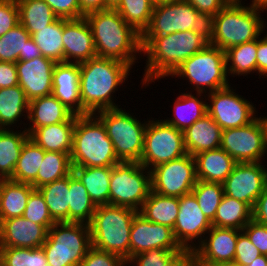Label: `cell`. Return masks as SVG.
<instances>
[{
  "instance_id": "obj_15",
  "label": "cell",
  "mask_w": 267,
  "mask_h": 266,
  "mask_svg": "<svg viewBox=\"0 0 267 266\" xmlns=\"http://www.w3.org/2000/svg\"><path fill=\"white\" fill-rule=\"evenodd\" d=\"M151 191L170 197L191 193L197 182L194 157L186 154L152 168Z\"/></svg>"
},
{
  "instance_id": "obj_40",
  "label": "cell",
  "mask_w": 267,
  "mask_h": 266,
  "mask_svg": "<svg viewBox=\"0 0 267 266\" xmlns=\"http://www.w3.org/2000/svg\"><path fill=\"white\" fill-rule=\"evenodd\" d=\"M69 222L89 224L97 206L90 198L87 189L73 174H69Z\"/></svg>"
},
{
  "instance_id": "obj_23",
  "label": "cell",
  "mask_w": 267,
  "mask_h": 266,
  "mask_svg": "<svg viewBox=\"0 0 267 266\" xmlns=\"http://www.w3.org/2000/svg\"><path fill=\"white\" fill-rule=\"evenodd\" d=\"M52 94L74 115H82L79 63H56Z\"/></svg>"
},
{
  "instance_id": "obj_44",
  "label": "cell",
  "mask_w": 267,
  "mask_h": 266,
  "mask_svg": "<svg viewBox=\"0 0 267 266\" xmlns=\"http://www.w3.org/2000/svg\"><path fill=\"white\" fill-rule=\"evenodd\" d=\"M31 34L17 24L3 36H0V61L16 63L24 61V48Z\"/></svg>"
},
{
  "instance_id": "obj_31",
  "label": "cell",
  "mask_w": 267,
  "mask_h": 266,
  "mask_svg": "<svg viewBox=\"0 0 267 266\" xmlns=\"http://www.w3.org/2000/svg\"><path fill=\"white\" fill-rule=\"evenodd\" d=\"M113 167H72V173L87 189L96 206L110 205V177Z\"/></svg>"
},
{
  "instance_id": "obj_2",
  "label": "cell",
  "mask_w": 267,
  "mask_h": 266,
  "mask_svg": "<svg viewBox=\"0 0 267 266\" xmlns=\"http://www.w3.org/2000/svg\"><path fill=\"white\" fill-rule=\"evenodd\" d=\"M84 17L91 28L97 56L113 58L131 67L140 55L143 58L141 34L116 9L95 11Z\"/></svg>"
},
{
  "instance_id": "obj_51",
  "label": "cell",
  "mask_w": 267,
  "mask_h": 266,
  "mask_svg": "<svg viewBox=\"0 0 267 266\" xmlns=\"http://www.w3.org/2000/svg\"><path fill=\"white\" fill-rule=\"evenodd\" d=\"M58 18L79 19L85 15L80 11L79 0H44Z\"/></svg>"
},
{
  "instance_id": "obj_4",
  "label": "cell",
  "mask_w": 267,
  "mask_h": 266,
  "mask_svg": "<svg viewBox=\"0 0 267 266\" xmlns=\"http://www.w3.org/2000/svg\"><path fill=\"white\" fill-rule=\"evenodd\" d=\"M214 16L198 12L185 0H172L153 7L148 27L141 34L143 48L153 37L192 30L209 44L213 39Z\"/></svg>"
},
{
  "instance_id": "obj_26",
  "label": "cell",
  "mask_w": 267,
  "mask_h": 266,
  "mask_svg": "<svg viewBox=\"0 0 267 266\" xmlns=\"http://www.w3.org/2000/svg\"><path fill=\"white\" fill-rule=\"evenodd\" d=\"M197 180L223 183L232 173L236 161L221 147L193 156Z\"/></svg>"
},
{
  "instance_id": "obj_43",
  "label": "cell",
  "mask_w": 267,
  "mask_h": 266,
  "mask_svg": "<svg viewBox=\"0 0 267 266\" xmlns=\"http://www.w3.org/2000/svg\"><path fill=\"white\" fill-rule=\"evenodd\" d=\"M153 7L150 0H121L115 9L129 25L142 34L150 23Z\"/></svg>"
},
{
  "instance_id": "obj_61",
  "label": "cell",
  "mask_w": 267,
  "mask_h": 266,
  "mask_svg": "<svg viewBox=\"0 0 267 266\" xmlns=\"http://www.w3.org/2000/svg\"><path fill=\"white\" fill-rule=\"evenodd\" d=\"M120 2L121 0H105L106 9L108 8L115 9Z\"/></svg>"
},
{
  "instance_id": "obj_30",
  "label": "cell",
  "mask_w": 267,
  "mask_h": 266,
  "mask_svg": "<svg viewBox=\"0 0 267 266\" xmlns=\"http://www.w3.org/2000/svg\"><path fill=\"white\" fill-rule=\"evenodd\" d=\"M35 188L29 183L11 179L0 180V220L23 216L30 194Z\"/></svg>"
},
{
  "instance_id": "obj_7",
  "label": "cell",
  "mask_w": 267,
  "mask_h": 266,
  "mask_svg": "<svg viewBox=\"0 0 267 266\" xmlns=\"http://www.w3.org/2000/svg\"><path fill=\"white\" fill-rule=\"evenodd\" d=\"M139 212L125 206H97L89 223L91 246L130 259V231Z\"/></svg>"
},
{
  "instance_id": "obj_50",
  "label": "cell",
  "mask_w": 267,
  "mask_h": 266,
  "mask_svg": "<svg viewBox=\"0 0 267 266\" xmlns=\"http://www.w3.org/2000/svg\"><path fill=\"white\" fill-rule=\"evenodd\" d=\"M20 23L19 8L16 0H5L0 5V36Z\"/></svg>"
},
{
  "instance_id": "obj_52",
  "label": "cell",
  "mask_w": 267,
  "mask_h": 266,
  "mask_svg": "<svg viewBox=\"0 0 267 266\" xmlns=\"http://www.w3.org/2000/svg\"><path fill=\"white\" fill-rule=\"evenodd\" d=\"M252 244L259 250L260 254L267 256V226L253 219L242 229Z\"/></svg>"
},
{
  "instance_id": "obj_13",
  "label": "cell",
  "mask_w": 267,
  "mask_h": 266,
  "mask_svg": "<svg viewBox=\"0 0 267 266\" xmlns=\"http://www.w3.org/2000/svg\"><path fill=\"white\" fill-rule=\"evenodd\" d=\"M220 147L237 163L264 162L267 158V123L264 116H257L247 125L222 130Z\"/></svg>"
},
{
  "instance_id": "obj_46",
  "label": "cell",
  "mask_w": 267,
  "mask_h": 266,
  "mask_svg": "<svg viewBox=\"0 0 267 266\" xmlns=\"http://www.w3.org/2000/svg\"><path fill=\"white\" fill-rule=\"evenodd\" d=\"M191 192L196 197L203 214L212 222L224 195L223 185L197 180Z\"/></svg>"
},
{
  "instance_id": "obj_64",
  "label": "cell",
  "mask_w": 267,
  "mask_h": 266,
  "mask_svg": "<svg viewBox=\"0 0 267 266\" xmlns=\"http://www.w3.org/2000/svg\"><path fill=\"white\" fill-rule=\"evenodd\" d=\"M153 5H156V4H160V3H165V2H168V1H172V0H150Z\"/></svg>"
},
{
  "instance_id": "obj_9",
  "label": "cell",
  "mask_w": 267,
  "mask_h": 266,
  "mask_svg": "<svg viewBox=\"0 0 267 266\" xmlns=\"http://www.w3.org/2000/svg\"><path fill=\"white\" fill-rule=\"evenodd\" d=\"M125 110L121 106L94 114L102 121L118 159L121 162H140L148 117L141 122L134 113Z\"/></svg>"
},
{
  "instance_id": "obj_6",
  "label": "cell",
  "mask_w": 267,
  "mask_h": 266,
  "mask_svg": "<svg viewBox=\"0 0 267 266\" xmlns=\"http://www.w3.org/2000/svg\"><path fill=\"white\" fill-rule=\"evenodd\" d=\"M70 157L73 167H113L121 162L95 114L76 116Z\"/></svg>"
},
{
  "instance_id": "obj_11",
  "label": "cell",
  "mask_w": 267,
  "mask_h": 266,
  "mask_svg": "<svg viewBox=\"0 0 267 266\" xmlns=\"http://www.w3.org/2000/svg\"><path fill=\"white\" fill-rule=\"evenodd\" d=\"M151 191V172L139 162L115 164L110 177V205L139 211Z\"/></svg>"
},
{
  "instance_id": "obj_63",
  "label": "cell",
  "mask_w": 267,
  "mask_h": 266,
  "mask_svg": "<svg viewBox=\"0 0 267 266\" xmlns=\"http://www.w3.org/2000/svg\"><path fill=\"white\" fill-rule=\"evenodd\" d=\"M213 266H241V265L236 264L234 262H228V263H221V264H217V265H213Z\"/></svg>"
},
{
  "instance_id": "obj_54",
  "label": "cell",
  "mask_w": 267,
  "mask_h": 266,
  "mask_svg": "<svg viewBox=\"0 0 267 266\" xmlns=\"http://www.w3.org/2000/svg\"><path fill=\"white\" fill-rule=\"evenodd\" d=\"M190 3L198 12L208 13L213 16L218 14L225 6L223 0H185Z\"/></svg>"
},
{
  "instance_id": "obj_22",
  "label": "cell",
  "mask_w": 267,
  "mask_h": 266,
  "mask_svg": "<svg viewBox=\"0 0 267 266\" xmlns=\"http://www.w3.org/2000/svg\"><path fill=\"white\" fill-rule=\"evenodd\" d=\"M48 230L23 216L0 220V247L39 248Z\"/></svg>"
},
{
  "instance_id": "obj_5",
  "label": "cell",
  "mask_w": 267,
  "mask_h": 266,
  "mask_svg": "<svg viewBox=\"0 0 267 266\" xmlns=\"http://www.w3.org/2000/svg\"><path fill=\"white\" fill-rule=\"evenodd\" d=\"M248 4L226 5L214 16L213 39L210 45L226 51L231 47L255 40L265 33L267 22L262 13L266 9Z\"/></svg>"
},
{
  "instance_id": "obj_57",
  "label": "cell",
  "mask_w": 267,
  "mask_h": 266,
  "mask_svg": "<svg viewBox=\"0 0 267 266\" xmlns=\"http://www.w3.org/2000/svg\"><path fill=\"white\" fill-rule=\"evenodd\" d=\"M79 6L84 15L106 9L105 0H79Z\"/></svg>"
},
{
  "instance_id": "obj_21",
  "label": "cell",
  "mask_w": 267,
  "mask_h": 266,
  "mask_svg": "<svg viewBox=\"0 0 267 266\" xmlns=\"http://www.w3.org/2000/svg\"><path fill=\"white\" fill-rule=\"evenodd\" d=\"M64 62L82 63L97 56L91 28L85 19L63 18Z\"/></svg>"
},
{
  "instance_id": "obj_60",
  "label": "cell",
  "mask_w": 267,
  "mask_h": 266,
  "mask_svg": "<svg viewBox=\"0 0 267 266\" xmlns=\"http://www.w3.org/2000/svg\"><path fill=\"white\" fill-rule=\"evenodd\" d=\"M226 5H244L243 0H223ZM254 4V0H250V5Z\"/></svg>"
},
{
  "instance_id": "obj_33",
  "label": "cell",
  "mask_w": 267,
  "mask_h": 266,
  "mask_svg": "<svg viewBox=\"0 0 267 266\" xmlns=\"http://www.w3.org/2000/svg\"><path fill=\"white\" fill-rule=\"evenodd\" d=\"M28 138L26 129H0V180L12 177L21 149Z\"/></svg>"
},
{
  "instance_id": "obj_41",
  "label": "cell",
  "mask_w": 267,
  "mask_h": 266,
  "mask_svg": "<svg viewBox=\"0 0 267 266\" xmlns=\"http://www.w3.org/2000/svg\"><path fill=\"white\" fill-rule=\"evenodd\" d=\"M45 150L28 138L20 152L11 180L31 184L43 161Z\"/></svg>"
},
{
  "instance_id": "obj_16",
  "label": "cell",
  "mask_w": 267,
  "mask_h": 266,
  "mask_svg": "<svg viewBox=\"0 0 267 266\" xmlns=\"http://www.w3.org/2000/svg\"><path fill=\"white\" fill-rule=\"evenodd\" d=\"M211 227L212 223L203 214L192 192L179 197V213L173 234L182 249L193 252Z\"/></svg>"
},
{
  "instance_id": "obj_36",
  "label": "cell",
  "mask_w": 267,
  "mask_h": 266,
  "mask_svg": "<svg viewBox=\"0 0 267 266\" xmlns=\"http://www.w3.org/2000/svg\"><path fill=\"white\" fill-rule=\"evenodd\" d=\"M257 46L258 38L225 51L226 71L231 77H240L253 74L257 75Z\"/></svg>"
},
{
  "instance_id": "obj_59",
  "label": "cell",
  "mask_w": 267,
  "mask_h": 266,
  "mask_svg": "<svg viewBox=\"0 0 267 266\" xmlns=\"http://www.w3.org/2000/svg\"><path fill=\"white\" fill-rule=\"evenodd\" d=\"M266 264H267V256L261 254L247 266H266Z\"/></svg>"
},
{
  "instance_id": "obj_53",
  "label": "cell",
  "mask_w": 267,
  "mask_h": 266,
  "mask_svg": "<svg viewBox=\"0 0 267 266\" xmlns=\"http://www.w3.org/2000/svg\"><path fill=\"white\" fill-rule=\"evenodd\" d=\"M18 81L15 63L0 61V88L16 86Z\"/></svg>"
},
{
  "instance_id": "obj_48",
  "label": "cell",
  "mask_w": 267,
  "mask_h": 266,
  "mask_svg": "<svg viewBox=\"0 0 267 266\" xmlns=\"http://www.w3.org/2000/svg\"><path fill=\"white\" fill-rule=\"evenodd\" d=\"M126 263L127 261L117 254L91 246L79 266H125Z\"/></svg>"
},
{
  "instance_id": "obj_62",
  "label": "cell",
  "mask_w": 267,
  "mask_h": 266,
  "mask_svg": "<svg viewBox=\"0 0 267 266\" xmlns=\"http://www.w3.org/2000/svg\"><path fill=\"white\" fill-rule=\"evenodd\" d=\"M254 4L267 9V0H254Z\"/></svg>"
},
{
  "instance_id": "obj_1",
  "label": "cell",
  "mask_w": 267,
  "mask_h": 266,
  "mask_svg": "<svg viewBox=\"0 0 267 266\" xmlns=\"http://www.w3.org/2000/svg\"><path fill=\"white\" fill-rule=\"evenodd\" d=\"M79 68L82 115L120 108L114 94L131 75L133 68L130 65L113 58L95 56L79 63Z\"/></svg>"
},
{
  "instance_id": "obj_10",
  "label": "cell",
  "mask_w": 267,
  "mask_h": 266,
  "mask_svg": "<svg viewBox=\"0 0 267 266\" xmlns=\"http://www.w3.org/2000/svg\"><path fill=\"white\" fill-rule=\"evenodd\" d=\"M91 247L89 224L56 222L43 243L49 266H79Z\"/></svg>"
},
{
  "instance_id": "obj_17",
  "label": "cell",
  "mask_w": 267,
  "mask_h": 266,
  "mask_svg": "<svg viewBox=\"0 0 267 266\" xmlns=\"http://www.w3.org/2000/svg\"><path fill=\"white\" fill-rule=\"evenodd\" d=\"M265 166L264 162L236 163L232 173L222 183L224 194L247 203L253 209L267 184Z\"/></svg>"
},
{
  "instance_id": "obj_34",
  "label": "cell",
  "mask_w": 267,
  "mask_h": 266,
  "mask_svg": "<svg viewBox=\"0 0 267 266\" xmlns=\"http://www.w3.org/2000/svg\"><path fill=\"white\" fill-rule=\"evenodd\" d=\"M253 209L242 201L223 195L217 208L212 226L241 230L252 220Z\"/></svg>"
},
{
  "instance_id": "obj_20",
  "label": "cell",
  "mask_w": 267,
  "mask_h": 266,
  "mask_svg": "<svg viewBox=\"0 0 267 266\" xmlns=\"http://www.w3.org/2000/svg\"><path fill=\"white\" fill-rule=\"evenodd\" d=\"M55 64L53 60L44 56L15 63L19 80L18 85L24 91L29 102L52 94Z\"/></svg>"
},
{
  "instance_id": "obj_37",
  "label": "cell",
  "mask_w": 267,
  "mask_h": 266,
  "mask_svg": "<svg viewBox=\"0 0 267 266\" xmlns=\"http://www.w3.org/2000/svg\"><path fill=\"white\" fill-rule=\"evenodd\" d=\"M22 26L32 35L58 17L44 0H16Z\"/></svg>"
},
{
  "instance_id": "obj_14",
  "label": "cell",
  "mask_w": 267,
  "mask_h": 266,
  "mask_svg": "<svg viewBox=\"0 0 267 266\" xmlns=\"http://www.w3.org/2000/svg\"><path fill=\"white\" fill-rule=\"evenodd\" d=\"M234 87L230 84L228 87L206 94L207 113L222 130L247 125L258 116L254 103L238 92L235 93Z\"/></svg>"
},
{
  "instance_id": "obj_3",
  "label": "cell",
  "mask_w": 267,
  "mask_h": 266,
  "mask_svg": "<svg viewBox=\"0 0 267 266\" xmlns=\"http://www.w3.org/2000/svg\"><path fill=\"white\" fill-rule=\"evenodd\" d=\"M209 43L192 30L153 37L143 48L145 69L141 89L152 82L170 77L189 57L204 49Z\"/></svg>"
},
{
  "instance_id": "obj_32",
  "label": "cell",
  "mask_w": 267,
  "mask_h": 266,
  "mask_svg": "<svg viewBox=\"0 0 267 266\" xmlns=\"http://www.w3.org/2000/svg\"><path fill=\"white\" fill-rule=\"evenodd\" d=\"M138 212L148 221L173 229L179 213V197L162 196L150 191Z\"/></svg>"
},
{
  "instance_id": "obj_38",
  "label": "cell",
  "mask_w": 267,
  "mask_h": 266,
  "mask_svg": "<svg viewBox=\"0 0 267 266\" xmlns=\"http://www.w3.org/2000/svg\"><path fill=\"white\" fill-rule=\"evenodd\" d=\"M31 38L37 44L42 56L55 63L64 62L63 18H57L47 27L39 29V32L31 35Z\"/></svg>"
},
{
  "instance_id": "obj_18",
  "label": "cell",
  "mask_w": 267,
  "mask_h": 266,
  "mask_svg": "<svg viewBox=\"0 0 267 266\" xmlns=\"http://www.w3.org/2000/svg\"><path fill=\"white\" fill-rule=\"evenodd\" d=\"M240 232L241 230L235 228L212 226L192 252L193 266H213L233 262Z\"/></svg>"
},
{
  "instance_id": "obj_56",
  "label": "cell",
  "mask_w": 267,
  "mask_h": 266,
  "mask_svg": "<svg viewBox=\"0 0 267 266\" xmlns=\"http://www.w3.org/2000/svg\"><path fill=\"white\" fill-rule=\"evenodd\" d=\"M252 219L267 226V184L262 194L256 200L252 211Z\"/></svg>"
},
{
  "instance_id": "obj_55",
  "label": "cell",
  "mask_w": 267,
  "mask_h": 266,
  "mask_svg": "<svg viewBox=\"0 0 267 266\" xmlns=\"http://www.w3.org/2000/svg\"><path fill=\"white\" fill-rule=\"evenodd\" d=\"M265 36L258 37L257 46V75L258 78L265 76L267 78V31L265 30Z\"/></svg>"
},
{
  "instance_id": "obj_29",
  "label": "cell",
  "mask_w": 267,
  "mask_h": 266,
  "mask_svg": "<svg viewBox=\"0 0 267 266\" xmlns=\"http://www.w3.org/2000/svg\"><path fill=\"white\" fill-rule=\"evenodd\" d=\"M28 107L29 101L19 85L0 88V129H25L27 123L22 119H28Z\"/></svg>"
},
{
  "instance_id": "obj_42",
  "label": "cell",
  "mask_w": 267,
  "mask_h": 266,
  "mask_svg": "<svg viewBox=\"0 0 267 266\" xmlns=\"http://www.w3.org/2000/svg\"><path fill=\"white\" fill-rule=\"evenodd\" d=\"M131 266H193V255L190 251H172L151 249L131 257Z\"/></svg>"
},
{
  "instance_id": "obj_28",
  "label": "cell",
  "mask_w": 267,
  "mask_h": 266,
  "mask_svg": "<svg viewBox=\"0 0 267 266\" xmlns=\"http://www.w3.org/2000/svg\"><path fill=\"white\" fill-rule=\"evenodd\" d=\"M76 115L70 120L34 129L29 138L45 151L71 154Z\"/></svg>"
},
{
  "instance_id": "obj_35",
  "label": "cell",
  "mask_w": 267,
  "mask_h": 266,
  "mask_svg": "<svg viewBox=\"0 0 267 266\" xmlns=\"http://www.w3.org/2000/svg\"><path fill=\"white\" fill-rule=\"evenodd\" d=\"M55 222H69V175L37 189Z\"/></svg>"
},
{
  "instance_id": "obj_45",
  "label": "cell",
  "mask_w": 267,
  "mask_h": 266,
  "mask_svg": "<svg viewBox=\"0 0 267 266\" xmlns=\"http://www.w3.org/2000/svg\"><path fill=\"white\" fill-rule=\"evenodd\" d=\"M0 266H48L42 247H0Z\"/></svg>"
},
{
  "instance_id": "obj_25",
  "label": "cell",
  "mask_w": 267,
  "mask_h": 266,
  "mask_svg": "<svg viewBox=\"0 0 267 266\" xmlns=\"http://www.w3.org/2000/svg\"><path fill=\"white\" fill-rule=\"evenodd\" d=\"M183 138L186 152L194 156L204 151L219 148L222 129L207 113L183 131Z\"/></svg>"
},
{
  "instance_id": "obj_47",
  "label": "cell",
  "mask_w": 267,
  "mask_h": 266,
  "mask_svg": "<svg viewBox=\"0 0 267 266\" xmlns=\"http://www.w3.org/2000/svg\"><path fill=\"white\" fill-rule=\"evenodd\" d=\"M23 217L49 230L56 222L51 217L42 194L35 189L29 196Z\"/></svg>"
},
{
  "instance_id": "obj_24",
  "label": "cell",
  "mask_w": 267,
  "mask_h": 266,
  "mask_svg": "<svg viewBox=\"0 0 267 266\" xmlns=\"http://www.w3.org/2000/svg\"><path fill=\"white\" fill-rule=\"evenodd\" d=\"M74 116L53 94L42 96L29 102L26 121L29 123L25 129L30 134L34 129L70 121Z\"/></svg>"
},
{
  "instance_id": "obj_58",
  "label": "cell",
  "mask_w": 267,
  "mask_h": 266,
  "mask_svg": "<svg viewBox=\"0 0 267 266\" xmlns=\"http://www.w3.org/2000/svg\"><path fill=\"white\" fill-rule=\"evenodd\" d=\"M39 56H42L41 51L33 39L30 38L24 48V61H30Z\"/></svg>"
},
{
  "instance_id": "obj_49",
  "label": "cell",
  "mask_w": 267,
  "mask_h": 266,
  "mask_svg": "<svg viewBox=\"0 0 267 266\" xmlns=\"http://www.w3.org/2000/svg\"><path fill=\"white\" fill-rule=\"evenodd\" d=\"M259 255L261 254L257 247L252 244L248 236L241 231L238 234L233 262L241 266H247Z\"/></svg>"
},
{
  "instance_id": "obj_19",
  "label": "cell",
  "mask_w": 267,
  "mask_h": 266,
  "mask_svg": "<svg viewBox=\"0 0 267 266\" xmlns=\"http://www.w3.org/2000/svg\"><path fill=\"white\" fill-rule=\"evenodd\" d=\"M151 249L187 251L177 243L172 228L148 221L138 213L130 231V258Z\"/></svg>"
},
{
  "instance_id": "obj_8",
  "label": "cell",
  "mask_w": 267,
  "mask_h": 266,
  "mask_svg": "<svg viewBox=\"0 0 267 266\" xmlns=\"http://www.w3.org/2000/svg\"><path fill=\"white\" fill-rule=\"evenodd\" d=\"M186 80L190 92L210 93L228 87L225 51L208 44L204 49L185 60L171 75Z\"/></svg>"
},
{
  "instance_id": "obj_39",
  "label": "cell",
  "mask_w": 267,
  "mask_h": 266,
  "mask_svg": "<svg viewBox=\"0 0 267 266\" xmlns=\"http://www.w3.org/2000/svg\"><path fill=\"white\" fill-rule=\"evenodd\" d=\"M72 167L70 154L45 151L43 161L37 172V178L31 185L38 189L43 185L64 178L72 173Z\"/></svg>"
},
{
  "instance_id": "obj_27",
  "label": "cell",
  "mask_w": 267,
  "mask_h": 266,
  "mask_svg": "<svg viewBox=\"0 0 267 266\" xmlns=\"http://www.w3.org/2000/svg\"><path fill=\"white\" fill-rule=\"evenodd\" d=\"M187 92H180L181 94H178L173 102V118L167 117L163 119L167 124L182 132L207 114V95L204 93H192L188 90Z\"/></svg>"
},
{
  "instance_id": "obj_12",
  "label": "cell",
  "mask_w": 267,
  "mask_h": 266,
  "mask_svg": "<svg viewBox=\"0 0 267 266\" xmlns=\"http://www.w3.org/2000/svg\"><path fill=\"white\" fill-rule=\"evenodd\" d=\"M187 152L184 146L183 132L163 119L149 117L144 134V149L140 164L148 170L178 159Z\"/></svg>"
}]
</instances>
